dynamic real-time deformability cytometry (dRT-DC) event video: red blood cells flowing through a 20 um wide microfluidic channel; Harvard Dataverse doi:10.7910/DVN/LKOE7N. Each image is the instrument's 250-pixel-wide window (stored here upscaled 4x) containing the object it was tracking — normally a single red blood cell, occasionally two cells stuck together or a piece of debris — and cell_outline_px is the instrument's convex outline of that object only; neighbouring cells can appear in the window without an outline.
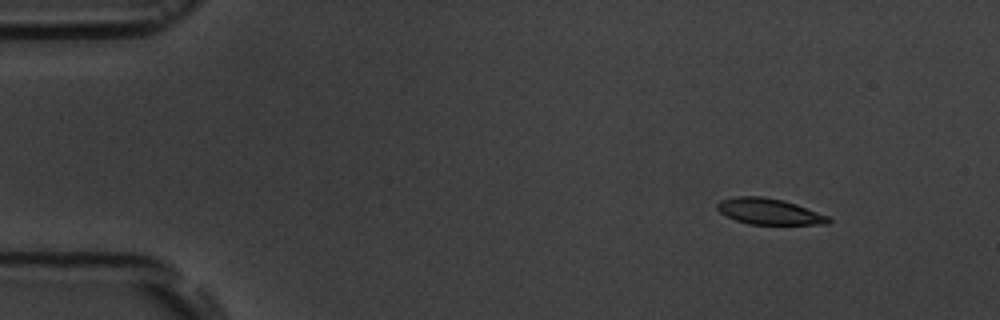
{"species": "common noctule bat (a hibernating species)", "species_latin": "Nyctalus noctula", "temperature_condition": "room temperature", "stored_images_in_passage": 3, "segment_of_instrument_passage": [1, 2], "camera_frame_rate_fps": 3000, "um_per_image_px": 0.085, "animal": {"sex": "male", "body_mass_g": 19.5, "forearm_length_mm": 54.6}, "frame": {"image": 1, "passage_image": 1, "time_ms": 0.0, "image_size_px": [1000, 320], "cell_outline_px": [[832, 220], [828, 224], [748, 224], [724, 216], [716, 208], [716, 204], [720, 200], [736, 196], [760, 196], [784, 200], [796, 204], [828, 216]], "centroid_in_image_um": [65.33, 17.97], "position_along_channel_um": 19.7, "area_um2": 16.88}}